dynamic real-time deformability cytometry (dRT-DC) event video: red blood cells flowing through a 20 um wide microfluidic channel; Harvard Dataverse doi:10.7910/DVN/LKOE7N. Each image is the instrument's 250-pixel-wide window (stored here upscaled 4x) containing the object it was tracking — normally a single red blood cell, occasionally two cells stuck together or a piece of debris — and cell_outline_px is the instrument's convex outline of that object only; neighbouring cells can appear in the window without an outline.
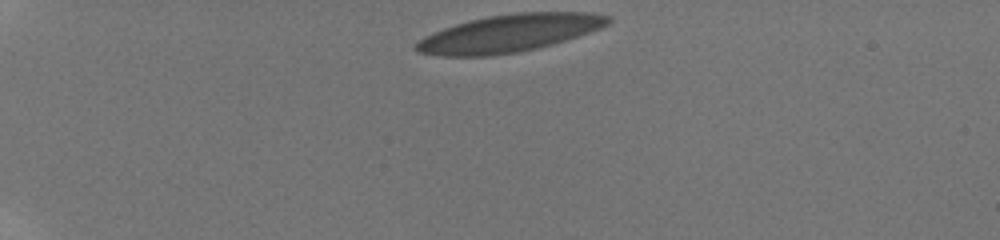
{"species": "human", "species_latin": "Homo sapiens", "temperature_condition": "room temperature", "stored_images_in_passage": 13, "camera_frame_rate_fps": 3000, "um_per_image_px": 0.085, "donor": {"sex": "male"}, "frame": {"image": 1, "passage_image": 1, "time_ms": 0.0, "image_size_px": [1000, 240], "cell_outline_px": [[612, 20], [608, 24], [600, 28], [552, 44], [536, 48], [516, 52], [488, 56], [444, 56], [420, 52], [412, 48], [424, 36], [444, 28], [456, 24], [488, 16], [516, 12], [588, 12], [612, 16]], "centroid_in_image_um": [43.3, 2.82], "position_along_channel_um": 41.7, "area_um2": 41.5}}